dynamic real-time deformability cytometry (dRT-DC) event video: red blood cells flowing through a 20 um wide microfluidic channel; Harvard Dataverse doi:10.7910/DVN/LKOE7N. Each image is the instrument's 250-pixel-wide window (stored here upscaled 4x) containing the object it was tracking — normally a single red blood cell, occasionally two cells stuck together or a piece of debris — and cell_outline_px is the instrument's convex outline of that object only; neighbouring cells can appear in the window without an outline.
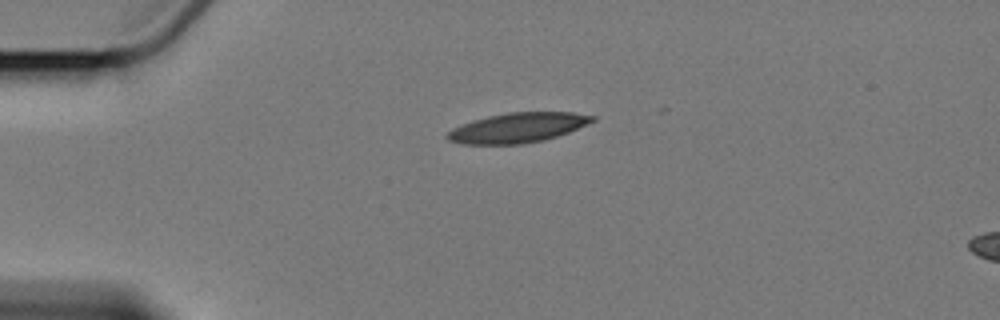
{"species": "Egyptian fruit bat (a non-hibernating species)", "species_latin": "Rousettus aegyptiacus", "temperature_condition": "cold", "stored_images_in_passage": 3, "segment_of_instrument_passage": [1, 2], "camera_frame_rate_fps": 3000, "um_per_image_px": 0.085, "animal": {"sex": "female"}, "frame": {"image": 1, "passage_image": 1, "time_ms": 0.0, "image_size_px": [1000, 320], "cell_outline_px": [[596, 120], [568, 132], [544, 140], [524, 144], [464, 144], [448, 140], [444, 136], [452, 128], [472, 120], [488, 116], [508, 112], [572, 112], [596, 116]], "centroid_in_image_um": [43.99, 10.85], "position_along_channel_um": 41.0, "area_um2": 25.2}}